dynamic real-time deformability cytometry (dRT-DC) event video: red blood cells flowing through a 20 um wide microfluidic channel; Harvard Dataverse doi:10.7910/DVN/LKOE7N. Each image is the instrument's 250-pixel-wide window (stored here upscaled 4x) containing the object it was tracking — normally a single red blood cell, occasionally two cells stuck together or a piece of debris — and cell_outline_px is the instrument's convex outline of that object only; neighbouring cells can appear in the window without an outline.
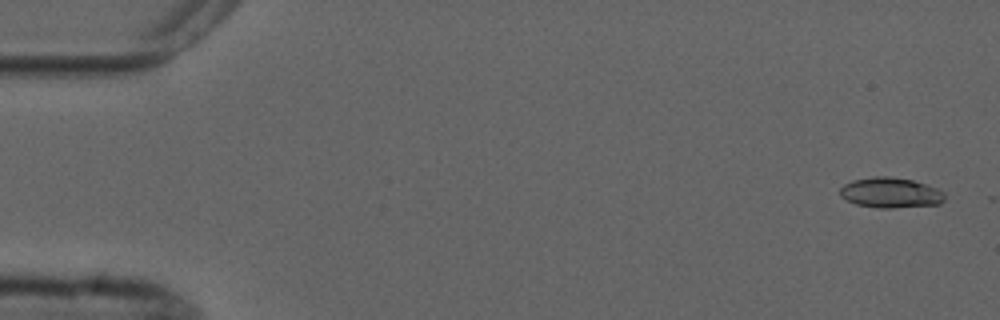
{"species": "common noctule bat (a hibernating species)", "species_latin": "Nyctalus noctula", "temperature_condition": "cold", "stored_images_in_passage": 5, "segment_of_instrument_passage": [1, 2], "camera_frame_rate_fps": 3000, "um_per_image_px": 0.085, "animal": {"sex": "male", "forearm_length_mm": 52.5}, "frame": {"image": 1, "passage_image": 1, "time_ms": 0.0, "image_size_px": [1000, 320], "cell_outline_px": [[944, 200], [940, 204], [892, 208], [880, 208], [856, 204], [840, 196], [840, 188], [844, 184], [852, 180], [872, 176], [888, 176], [912, 180], [936, 188], [944, 192]], "centroid_in_image_um": [75.68, 16.38], "position_along_channel_um": 9.3, "area_um2": 18.44}}